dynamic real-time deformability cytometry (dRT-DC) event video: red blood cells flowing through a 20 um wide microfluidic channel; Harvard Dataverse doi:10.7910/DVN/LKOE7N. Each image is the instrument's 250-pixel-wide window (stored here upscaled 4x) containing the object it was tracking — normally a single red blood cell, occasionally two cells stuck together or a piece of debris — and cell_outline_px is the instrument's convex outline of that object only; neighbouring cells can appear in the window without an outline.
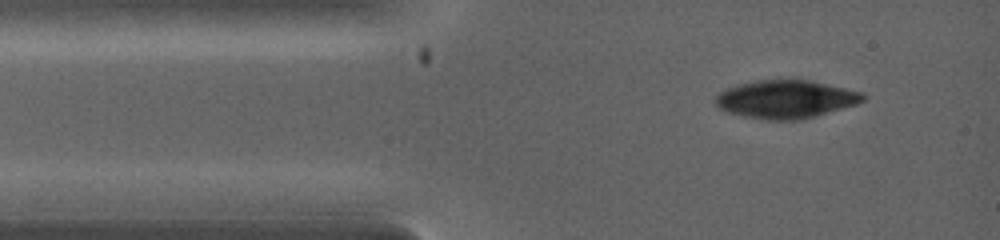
{"species": "common noctule bat (a hibernating species)", "species_latin": "Nyctalus noctula", "temperature_condition": "warm", "stored_images_in_passage": 1, "camera_frame_rate_fps": 5000, "um_per_image_px": 0.085, "animal": {"sex": "female", "body_mass_g": 19.0, "forearm_length_mm": 53.3}, "frame": {"image": 1, "passage_image": 1, "time_ms": 0.0, "image_size_px": [1000, 240], "cell_outline_px": [[864, 100], [856, 104], [816, 116], [800, 120], [768, 120], [744, 116], [724, 112], [716, 104], [716, 96], [720, 92], [728, 88], [744, 84], [764, 80], [808, 80], [860, 92], [864, 96]], "centroid_in_image_um": [66.77, 8.46], "position_along_channel_um": 18.2, "area_um2": 32.08}}